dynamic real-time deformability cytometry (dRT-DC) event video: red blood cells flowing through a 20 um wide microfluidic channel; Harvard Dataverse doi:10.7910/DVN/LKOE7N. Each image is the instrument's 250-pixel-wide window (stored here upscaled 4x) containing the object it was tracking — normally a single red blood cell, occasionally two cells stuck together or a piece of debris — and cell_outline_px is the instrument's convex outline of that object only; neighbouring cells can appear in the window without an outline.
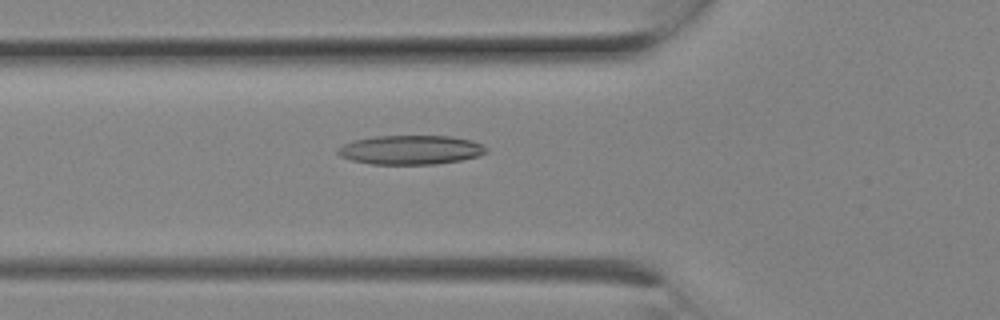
{"species": "Egyptian fruit bat (a non-hibernating species)", "species_latin": "Rousettus aegyptiacus", "temperature_condition": "room temperature", "stored_images_in_passage": 8, "camera_frame_rate_fps": 3000, "um_per_image_px": 0.085, "animal": {"sex": "female"}, "frame": {"image": 1, "passage_image": 8, "time_ms": 2.333, "image_size_px": [1000, 320], "cell_outline_px": [[488, 152], [480, 156], [460, 160], [436, 164], [372, 164], [352, 160], [340, 156], [336, 152], [336, 148], [352, 140], [376, 136], [452, 136], [472, 140], [484, 144], [488, 148]], "centroid_in_image_um": [34.94, 12.73], "position_along_channel_um": 90.9, "area_um2": 25.49}}